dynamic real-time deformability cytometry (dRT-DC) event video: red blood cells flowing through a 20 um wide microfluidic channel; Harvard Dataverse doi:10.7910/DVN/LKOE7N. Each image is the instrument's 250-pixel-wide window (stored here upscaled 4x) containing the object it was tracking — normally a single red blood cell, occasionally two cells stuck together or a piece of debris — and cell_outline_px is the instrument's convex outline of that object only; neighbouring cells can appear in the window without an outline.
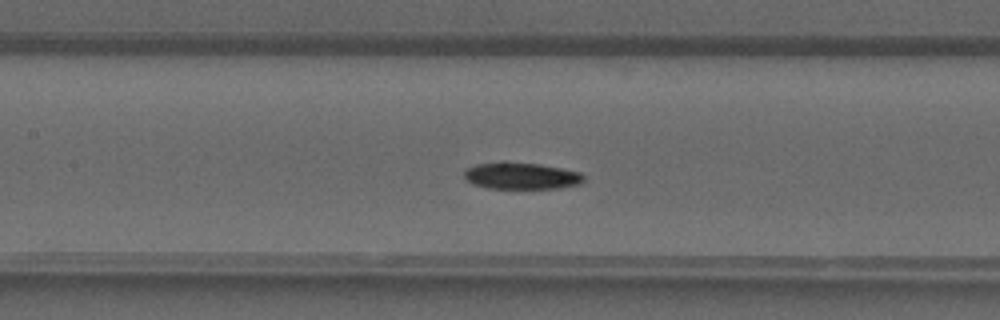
{"species": "common noctule bat (a hibernating species)", "species_latin": "Nyctalus noctula", "temperature_condition": "warm", "stored_images_in_passage": 32, "camera_frame_rate_fps": 3000, "um_per_image_px": 0.085, "animal": {"sex": "male", "forearm_length_mm": 52.5}, "frame": {"image": 1, "passage_image": 9, "time_ms": 2.667, "image_size_px": [1000, 320], "cell_outline_px": [[584, 180], [580, 184], [560, 188], [488, 188], [472, 184], [464, 180], [464, 172], [468, 168], [476, 164], [500, 160], [504, 160], [540, 164], [580, 172], [584, 176]], "centroid_in_image_um": [44.26, 14.93], "position_along_channel_um": 163.1, "area_um2": 19.02}}
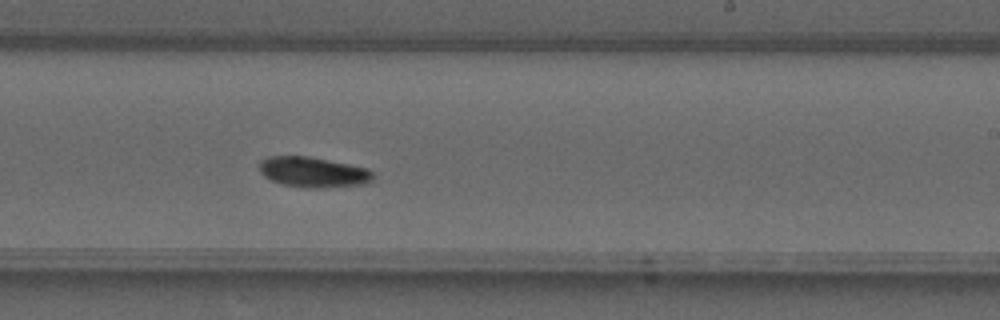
{"frame": {"image": 2, "passage_image": 15, "time_ms": 4.667, "image_size_px": [1000, 320], "cell_outline_px": [[372, 180], [368, 184], [324, 188], [308, 188], [280, 184], [264, 176], [260, 172], [260, 160], [268, 156], [308, 156], [368, 168], [372, 172]], "centroid_in_image_um": [26.62, 14.64], "position_along_channel_um": 262.4, "area_um2": 20.23}}
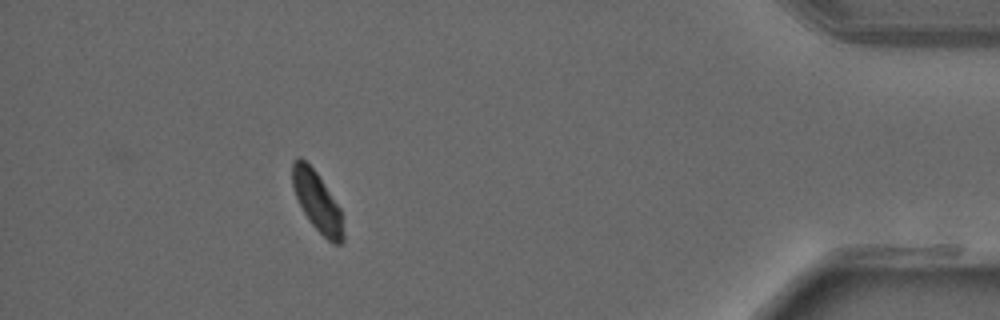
{"frame": {"image": 3, "passage_image": 27, "time_ms": 8.667, "image_size_px": [1000, 320], "cell_outline_px": [[344, 240], [340, 244], [332, 244], [312, 224], [304, 212], [296, 196], [292, 184], [292, 160], [296, 156], [300, 156], [316, 172], [340, 208], [344, 232]], "centroid_in_image_um": [26.96, 17.12], "position_along_channel_um": 408.2, "area_um2": 17.46}}